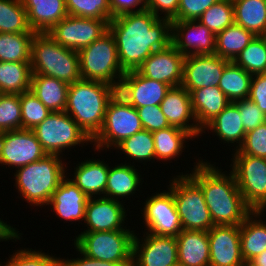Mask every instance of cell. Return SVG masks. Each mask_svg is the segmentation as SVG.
<instances>
[{"instance_id":"cell-1","label":"cell","mask_w":266,"mask_h":266,"mask_svg":"<svg viewBox=\"0 0 266 266\" xmlns=\"http://www.w3.org/2000/svg\"><path fill=\"white\" fill-rule=\"evenodd\" d=\"M108 30L114 36L119 63L127 72L137 70L154 51L171 44L172 20L143 10L113 17Z\"/></svg>"},{"instance_id":"cell-2","label":"cell","mask_w":266,"mask_h":266,"mask_svg":"<svg viewBox=\"0 0 266 266\" xmlns=\"http://www.w3.org/2000/svg\"><path fill=\"white\" fill-rule=\"evenodd\" d=\"M211 162L200 156L187 174L201 187L214 225L240 226L252 210L245 204L233 173Z\"/></svg>"},{"instance_id":"cell-3","label":"cell","mask_w":266,"mask_h":266,"mask_svg":"<svg viewBox=\"0 0 266 266\" xmlns=\"http://www.w3.org/2000/svg\"><path fill=\"white\" fill-rule=\"evenodd\" d=\"M117 92L111 84L84 80L69 84L65 112L93 139L101 130L106 108Z\"/></svg>"},{"instance_id":"cell-4","label":"cell","mask_w":266,"mask_h":266,"mask_svg":"<svg viewBox=\"0 0 266 266\" xmlns=\"http://www.w3.org/2000/svg\"><path fill=\"white\" fill-rule=\"evenodd\" d=\"M65 160V161H64ZM64 162V163H63ZM68 163L59 155L47 154L37 162L14 169L15 186L18 194L29 206L43 208L50 202L53 192L69 174Z\"/></svg>"},{"instance_id":"cell-5","label":"cell","mask_w":266,"mask_h":266,"mask_svg":"<svg viewBox=\"0 0 266 266\" xmlns=\"http://www.w3.org/2000/svg\"><path fill=\"white\" fill-rule=\"evenodd\" d=\"M31 71L72 84L82 79L79 53L56 42L48 33H35L31 42Z\"/></svg>"},{"instance_id":"cell-6","label":"cell","mask_w":266,"mask_h":266,"mask_svg":"<svg viewBox=\"0 0 266 266\" xmlns=\"http://www.w3.org/2000/svg\"><path fill=\"white\" fill-rule=\"evenodd\" d=\"M78 53L82 79L118 88L126 72L119 63L115 39L109 30Z\"/></svg>"},{"instance_id":"cell-7","label":"cell","mask_w":266,"mask_h":266,"mask_svg":"<svg viewBox=\"0 0 266 266\" xmlns=\"http://www.w3.org/2000/svg\"><path fill=\"white\" fill-rule=\"evenodd\" d=\"M178 173L180 175H174L168 180L167 188L172 192L182 230L208 232L214 224L201 187L187 174V171L185 174Z\"/></svg>"},{"instance_id":"cell-8","label":"cell","mask_w":266,"mask_h":266,"mask_svg":"<svg viewBox=\"0 0 266 266\" xmlns=\"http://www.w3.org/2000/svg\"><path fill=\"white\" fill-rule=\"evenodd\" d=\"M141 130L143 126L137 109L116 92L108 102L101 130L92 139L93 151L114 150L120 142Z\"/></svg>"},{"instance_id":"cell-9","label":"cell","mask_w":266,"mask_h":266,"mask_svg":"<svg viewBox=\"0 0 266 266\" xmlns=\"http://www.w3.org/2000/svg\"><path fill=\"white\" fill-rule=\"evenodd\" d=\"M32 131L44 151L49 155L63 157L65 150L70 149L72 151L71 149L77 148L78 146L83 148V146L92 144V139L65 111L51 112Z\"/></svg>"},{"instance_id":"cell-10","label":"cell","mask_w":266,"mask_h":266,"mask_svg":"<svg viewBox=\"0 0 266 266\" xmlns=\"http://www.w3.org/2000/svg\"><path fill=\"white\" fill-rule=\"evenodd\" d=\"M82 232L72 240L87 257L115 263H132L135 231Z\"/></svg>"},{"instance_id":"cell-11","label":"cell","mask_w":266,"mask_h":266,"mask_svg":"<svg viewBox=\"0 0 266 266\" xmlns=\"http://www.w3.org/2000/svg\"><path fill=\"white\" fill-rule=\"evenodd\" d=\"M230 170L245 204L252 211L266 212V159L245 154H231Z\"/></svg>"},{"instance_id":"cell-12","label":"cell","mask_w":266,"mask_h":266,"mask_svg":"<svg viewBox=\"0 0 266 266\" xmlns=\"http://www.w3.org/2000/svg\"><path fill=\"white\" fill-rule=\"evenodd\" d=\"M141 216L144 231L153 235L172 236L177 235L182 231V225L177 212L176 204L169 189L160 192L152 193L145 202L142 203Z\"/></svg>"},{"instance_id":"cell-13","label":"cell","mask_w":266,"mask_h":266,"mask_svg":"<svg viewBox=\"0 0 266 266\" xmlns=\"http://www.w3.org/2000/svg\"><path fill=\"white\" fill-rule=\"evenodd\" d=\"M107 31L105 20L68 15L46 33L62 46L79 52Z\"/></svg>"},{"instance_id":"cell-14","label":"cell","mask_w":266,"mask_h":266,"mask_svg":"<svg viewBox=\"0 0 266 266\" xmlns=\"http://www.w3.org/2000/svg\"><path fill=\"white\" fill-rule=\"evenodd\" d=\"M47 153L30 129L2 132L0 166L19 168L44 158ZM6 165V166H5Z\"/></svg>"},{"instance_id":"cell-15","label":"cell","mask_w":266,"mask_h":266,"mask_svg":"<svg viewBox=\"0 0 266 266\" xmlns=\"http://www.w3.org/2000/svg\"><path fill=\"white\" fill-rule=\"evenodd\" d=\"M135 233L132 266H177V239L172 236ZM141 237V239L139 238Z\"/></svg>"},{"instance_id":"cell-16","label":"cell","mask_w":266,"mask_h":266,"mask_svg":"<svg viewBox=\"0 0 266 266\" xmlns=\"http://www.w3.org/2000/svg\"><path fill=\"white\" fill-rule=\"evenodd\" d=\"M125 205V203L106 197L88 198L83 232L131 230L130 226L128 228L125 225H128L125 222L128 219L126 218L128 209L126 210Z\"/></svg>"},{"instance_id":"cell-17","label":"cell","mask_w":266,"mask_h":266,"mask_svg":"<svg viewBox=\"0 0 266 266\" xmlns=\"http://www.w3.org/2000/svg\"><path fill=\"white\" fill-rule=\"evenodd\" d=\"M171 86L141 75L137 70L127 71L117 93L134 108L160 105Z\"/></svg>"},{"instance_id":"cell-18","label":"cell","mask_w":266,"mask_h":266,"mask_svg":"<svg viewBox=\"0 0 266 266\" xmlns=\"http://www.w3.org/2000/svg\"><path fill=\"white\" fill-rule=\"evenodd\" d=\"M229 62L215 54L185 56L181 86L189 93L198 88L218 86Z\"/></svg>"},{"instance_id":"cell-19","label":"cell","mask_w":266,"mask_h":266,"mask_svg":"<svg viewBox=\"0 0 266 266\" xmlns=\"http://www.w3.org/2000/svg\"><path fill=\"white\" fill-rule=\"evenodd\" d=\"M216 35L197 20L172 21L171 44L184 56L215 54Z\"/></svg>"},{"instance_id":"cell-20","label":"cell","mask_w":266,"mask_h":266,"mask_svg":"<svg viewBox=\"0 0 266 266\" xmlns=\"http://www.w3.org/2000/svg\"><path fill=\"white\" fill-rule=\"evenodd\" d=\"M207 234L209 266H245L241 253L240 226L214 225Z\"/></svg>"},{"instance_id":"cell-21","label":"cell","mask_w":266,"mask_h":266,"mask_svg":"<svg viewBox=\"0 0 266 266\" xmlns=\"http://www.w3.org/2000/svg\"><path fill=\"white\" fill-rule=\"evenodd\" d=\"M185 56L172 44L167 48L154 51L137 69L152 80L166 83L171 87L181 86Z\"/></svg>"},{"instance_id":"cell-22","label":"cell","mask_w":266,"mask_h":266,"mask_svg":"<svg viewBox=\"0 0 266 266\" xmlns=\"http://www.w3.org/2000/svg\"><path fill=\"white\" fill-rule=\"evenodd\" d=\"M159 106L170 126L183 129L194 138L202 137V129L192 109L190 93L183 86L171 87Z\"/></svg>"},{"instance_id":"cell-23","label":"cell","mask_w":266,"mask_h":266,"mask_svg":"<svg viewBox=\"0 0 266 266\" xmlns=\"http://www.w3.org/2000/svg\"><path fill=\"white\" fill-rule=\"evenodd\" d=\"M87 200L88 197L66 176L53 192L47 208L49 210L50 207L55 216L63 219L64 223L69 221L74 224L78 221L83 225Z\"/></svg>"},{"instance_id":"cell-24","label":"cell","mask_w":266,"mask_h":266,"mask_svg":"<svg viewBox=\"0 0 266 266\" xmlns=\"http://www.w3.org/2000/svg\"><path fill=\"white\" fill-rule=\"evenodd\" d=\"M73 174H69L70 180L88 197H104L109 163L104 159H86L76 164ZM72 175V176H71ZM72 177V178H71Z\"/></svg>"},{"instance_id":"cell-25","label":"cell","mask_w":266,"mask_h":266,"mask_svg":"<svg viewBox=\"0 0 266 266\" xmlns=\"http://www.w3.org/2000/svg\"><path fill=\"white\" fill-rule=\"evenodd\" d=\"M111 166H109L104 197L125 203L123 201H126L127 198L129 200L130 197L137 196L136 191H141L139 187L144 182V178L140 174L143 172H140V169H137L136 165L117 163ZM124 198L125 200H123Z\"/></svg>"},{"instance_id":"cell-26","label":"cell","mask_w":266,"mask_h":266,"mask_svg":"<svg viewBox=\"0 0 266 266\" xmlns=\"http://www.w3.org/2000/svg\"><path fill=\"white\" fill-rule=\"evenodd\" d=\"M30 29L46 33L68 16L65 0H21Z\"/></svg>"},{"instance_id":"cell-27","label":"cell","mask_w":266,"mask_h":266,"mask_svg":"<svg viewBox=\"0 0 266 266\" xmlns=\"http://www.w3.org/2000/svg\"><path fill=\"white\" fill-rule=\"evenodd\" d=\"M206 130L208 134L212 132L214 137L216 135V138L218 137L219 142L221 140L223 145L235 146L232 151L238 150L246 135L239 109L233 102L202 129V135L206 133Z\"/></svg>"},{"instance_id":"cell-28","label":"cell","mask_w":266,"mask_h":266,"mask_svg":"<svg viewBox=\"0 0 266 266\" xmlns=\"http://www.w3.org/2000/svg\"><path fill=\"white\" fill-rule=\"evenodd\" d=\"M176 239L180 266H209L210 246L207 231L182 230Z\"/></svg>"},{"instance_id":"cell-29","label":"cell","mask_w":266,"mask_h":266,"mask_svg":"<svg viewBox=\"0 0 266 266\" xmlns=\"http://www.w3.org/2000/svg\"><path fill=\"white\" fill-rule=\"evenodd\" d=\"M190 96L192 109L201 129L231 103L218 86L195 89Z\"/></svg>"},{"instance_id":"cell-30","label":"cell","mask_w":266,"mask_h":266,"mask_svg":"<svg viewBox=\"0 0 266 266\" xmlns=\"http://www.w3.org/2000/svg\"><path fill=\"white\" fill-rule=\"evenodd\" d=\"M264 211H252L240 225L241 253L245 263L266 250V220Z\"/></svg>"},{"instance_id":"cell-31","label":"cell","mask_w":266,"mask_h":266,"mask_svg":"<svg viewBox=\"0 0 266 266\" xmlns=\"http://www.w3.org/2000/svg\"><path fill=\"white\" fill-rule=\"evenodd\" d=\"M69 84L54 77L32 74L30 91L51 112L65 111Z\"/></svg>"},{"instance_id":"cell-32","label":"cell","mask_w":266,"mask_h":266,"mask_svg":"<svg viewBox=\"0 0 266 266\" xmlns=\"http://www.w3.org/2000/svg\"><path fill=\"white\" fill-rule=\"evenodd\" d=\"M155 148V160L163 162L176 161L182 156L187 142L193 141L194 137L187 131L178 127L170 126L152 132ZM176 159V160H175ZM172 160V161H171Z\"/></svg>"},{"instance_id":"cell-33","label":"cell","mask_w":266,"mask_h":266,"mask_svg":"<svg viewBox=\"0 0 266 266\" xmlns=\"http://www.w3.org/2000/svg\"><path fill=\"white\" fill-rule=\"evenodd\" d=\"M234 23L252 32L266 36V0H232Z\"/></svg>"},{"instance_id":"cell-34","label":"cell","mask_w":266,"mask_h":266,"mask_svg":"<svg viewBox=\"0 0 266 266\" xmlns=\"http://www.w3.org/2000/svg\"><path fill=\"white\" fill-rule=\"evenodd\" d=\"M254 38L252 32L233 23L216 34L215 55L232 62Z\"/></svg>"},{"instance_id":"cell-35","label":"cell","mask_w":266,"mask_h":266,"mask_svg":"<svg viewBox=\"0 0 266 266\" xmlns=\"http://www.w3.org/2000/svg\"><path fill=\"white\" fill-rule=\"evenodd\" d=\"M114 149H117L118 153L122 151L121 153L129 159L130 162L128 161V163H126V160L123 162L125 164L135 165L136 162H140L147 165L148 161H151V163L155 162L153 134L148 130L143 129L131 137H128L120 142Z\"/></svg>"},{"instance_id":"cell-36","label":"cell","mask_w":266,"mask_h":266,"mask_svg":"<svg viewBox=\"0 0 266 266\" xmlns=\"http://www.w3.org/2000/svg\"><path fill=\"white\" fill-rule=\"evenodd\" d=\"M30 62H0V90L4 94H21L30 90Z\"/></svg>"},{"instance_id":"cell-37","label":"cell","mask_w":266,"mask_h":266,"mask_svg":"<svg viewBox=\"0 0 266 266\" xmlns=\"http://www.w3.org/2000/svg\"><path fill=\"white\" fill-rule=\"evenodd\" d=\"M251 78L250 73L232 61L225 66L218 87L230 102H236L249 97Z\"/></svg>"},{"instance_id":"cell-38","label":"cell","mask_w":266,"mask_h":266,"mask_svg":"<svg viewBox=\"0 0 266 266\" xmlns=\"http://www.w3.org/2000/svg\"><path fill=\"white\" fill-rule=\"evenodd\" d=\"M35 33H0V62H30Z\"/></svg>"},{"instance_id":"cell-39","label":"cell","mask_w":266,"mask_h":266,"mask_svg":"<svg viewBox=\"0 0 266 266\" xmlns=\"http://www.w3.org/2000/svg\"><path fill=\"white\" fill-rule=\"evenodd\" d=\"M34 32L21 0H0V33Z\"/></svg>"},{"instance_id":"cell-40","label":"cell","mask_w":266,"mask_h":266,"mask_svg":"<svg viewBox=\"0 0 266 266\" xmlns=\"http://www.w3.org/2000/svg\"><path fill=\"white\" fill-rule=\"evenodd\" d=\"M252 76L266 73V36L255 38L233 61Z\"/></svg>"},{"instance_id":"cell-41","label":"cell","mask_w":266,"mask_h":266,"mask_svg":"<svg viewBox=\"0 0 266 266\" xmlns=\"http://www.w3.org/2000/svg\"><path fill=\"white\" fill-rule=\"evenodd\" d=\"M215 35L234 23L232 0H219L209 7L199 18Z\"/></svg>"},{"instance_id":"cell-42","label":"cell","mask_w":266,"mask_h":266,"mask_svg":"<svg viewBox=\"0 0 266 266\" xmlns=\"http://www.w3.org/2000/svg\"><path fill=\"white\" fill-rule=\"evenodd\" d=\"M68 15L105 20L112 19L110 0H65Z\"/></svg>"},{"instance_id":"cell-43","label":"cell","mask_w":266,"mask_h":266,"mask_svg":"<svg viewBox=\"0 0 266 266\" xmlns=\"http://www.w3.org/2000/svg\"><path fill=\"white\" fill-rule=\"evenodd\" d=\"M21 104L22 129L35 128L51 113L40 100L29 90L19 95Z\"/></svg>"},{"instance_id":"cell-44","label":"cell","mask_w":266,"mask_h":266,"mask_svg":"<svg viewBox=\"0 0 266 266\" xmlns=\"http://www.w3.org/2000/svg\"><path fill=\"white\" fill-rule=\"evenodd\" d=\"M32 248H23L14 250L7 261L0 262V266H60L59 257L50 255V253L42 252ZM3 264V265H2Z\"/></svg>"},{"instance_id":"cell-45","label":"cell","mask_w":266,"mask_h":266,"mask_svg":"<svg viewBox=\"0 0 266 266\" xmlns=\"http://www.w3.org/2000/svg\"><path fill=\"white\" fill-rule=\"evenodd\" d=\"M22 129L19 94H3L0 99V131Z\"/></svg>"},{"instance_id":"cell-46","label":"cell","mask_w":266,"mask_h":266,"mask_svg":"<svg viewBox=\"0 0 266 266\" xmlns=\"http://www.w3.org/2000/svg\"><path fill=\"white\" fill-rule=\"evenodd\" d=\"M231 152L266 159V122L247 132L238 150Z\"/></svg>"},{"instance_id":"cell-47","label":"cell","mask_w":266,"mask_h":266,"mask_svg":"<svg viewBox=\"0 0 266 266\" xmlns=\"http://www.w3.org/2000/svg\"><path fill=\"white\" fill-rule=\"evenodd\" d=\"M233 103L239 109L241 122L246 133L266 122V115L249 98Z\"/></svg>"},{"instance_id":"cell-48","label":"cell","mask_w":266,"mask_h":266,"mask_svg":"<svg viewBox=\"0 0 266 266\" xmlns=\"http://www.w3.org/2000/svg\"><path fill=\"white\" fill-rule=\"evenodd\" d=\"M219 0H179L177 14L172 21H190L198 18Z\"/></svg>"},{"instance_id":"cell-49","label":"cell","mask_w":266,"mask_h":266,"mask_svg":"<svg viewBox=\"0 0 266 266\" xmlns=\"http://www.w3.org/2000/svg\"><path fill=\"white\" fill-rule=\"evenodd\" d=\"M137 111L144 130L154 132L170 127L159 105L140 107Z\"/></svg>"},{"instance_id":"cell-50","label":"cell","mask_w":266,"mask_h":266,"mask_svg":"<svg viewBox=\"0 0 266 266\" xmlns=\"http://www.w3.org/2000/svg\"><path fill=\"white\" fill-rule=\"evenodd\" d=\"M248 98L266 115V73L252 76Z\"/></svg>"},{"instance_id":"cell-51","label":"cell","mask_w":266,"mask_h":266,"mask_svg":"<svg viewBox=\"0 0 266 266\" xmlns=\"http://www.w3.org/2000/svg\"><path fill=\"white\" fill-rule=\"evenodd\" d=\"M145 5L146 10L151 11L154 15L172 19L177 14L179 0H145Z\"/></svg>"},{"instance_id":"cell-52","label":"cell","mask_w":266,"mask_h":266,"mask_svg":"<svg viewBox=\"0 0 266 266\" xmlns=\"http://www.w3.org/2000/svg\"><path fill=\"white\" fill-rule=\"evenodd\" d=\"M74 248L76 249V253L78 252L79 256L77 258L72 257L70 259L60 258V266H132V263L107 262L87 257L75 245Z\"/></svg>"},{"instance_id":"cell-53","label":"cell","mask_w":266,"mask_h":266,"mask_svg":"<svg viewBox=\"0 0 266 266\" xmlns=\"http://www.w3.org/2000/svg\"><path fill=\"white\" fill-rule=\"evenodd\" d=\"M112 18L132 12L146 10L145 0H110Z\"/></svg>"},{"instance_id":"cell-54","label":"cell","mask_w":266,"mask_h":266,"mask_svg":"<svg viewBox=\"0 0 266 266\" xmlns=\"http://www.w3.org/2000/svg\"><path fill=\"white\" fill-rule=\"evenodd\" d=\"M2 218H0V242L4 241H10L11 242H17V240H21V237L23 239L24 234L19 233V229H16V227L13 228V226L10 225V223L8 224L7 221L5 220H1Z\"/></svg>"},{"instance_id":"cell-55","label":"cell","mask_w":266,"mask_h":266,"mask_svg":"<svg viewBox=\"0 0 266 266\" xmlns=\"http://www.w3.org/2000/svg\"><path fill=\"white\" fill-rule=\"evenodd\" d=\"M249 264L251 266H266V250L254 257Z\"/></svg>"},{"instance_id":"cell-56","label":"cell","mask_w":266,"mask_h":266,"mask_svg":"<svg viewBox=\"0 0 266 266\" xmlns=\"http://www.w3.org/2000/svg\"><path fill=\"white\" fill-rule=\"evenodd\" d=\"M3 92L0 90V99H1V97L3 96Z\"/></svg>"}]
</instances>
